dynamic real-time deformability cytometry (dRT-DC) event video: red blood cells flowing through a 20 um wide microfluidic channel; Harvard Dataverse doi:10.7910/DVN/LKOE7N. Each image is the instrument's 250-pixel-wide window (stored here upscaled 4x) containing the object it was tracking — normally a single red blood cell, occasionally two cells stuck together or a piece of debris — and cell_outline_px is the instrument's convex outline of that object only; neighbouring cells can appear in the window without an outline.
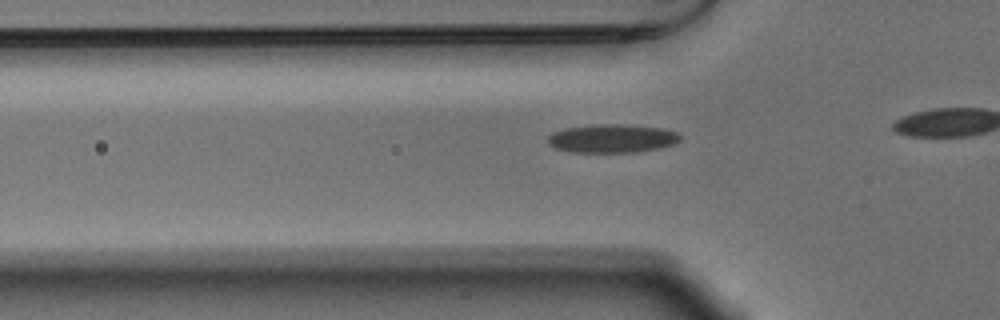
{"species": "Egyptian fruit bat (a non-hibernating species)", "species_latin": "Rousettus aegyptiacus", "temperature_condition": "warm", "stored_images_in_passage": 31, "camera_frame_rate_fps": 3000, "um_per_image_px": 0.085, "animal": {"sex": "male"}, "frame": {"image": 1, "passage_image": 6, "time_ms": 1.667, "image_size_px": [1000, 320], "cell_outline_px": [[680, 140], [676, 144], [660, 148], [636, 152], [572, 152], [556, 148], [548, 144], [548, 136], [552, 132], [564, 128], [600, 124], [620, 124], [664, 128], [676, 132], [680, 136]], "centroid_in_image_um": [52.04, 11.77], "position_along_channel_um": 73.8, "area_um2": 22.02}}
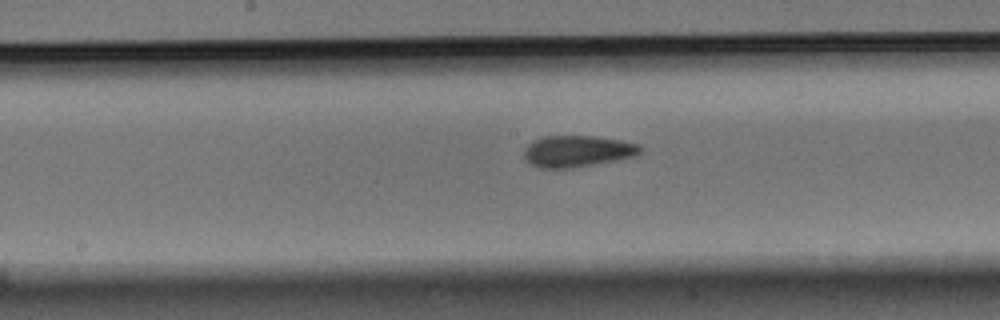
{"frame": {"image": 2, "passage_image": 16, "time_ms": 5.0, "image_size_px": [1000, 320], "cell_outline_px": [[640, 152], [636, 156], [616, 160], [572, 168], [540, 168], [528, 164], [524, 160], [524, 148], [532, 140], [544, 136], [592, 136], [620, 140], [640, 144]], "centroid_in_image_um": [49.02, 12.86], "position_along_channel_um": 199.2, "area_um2": 21.44}}
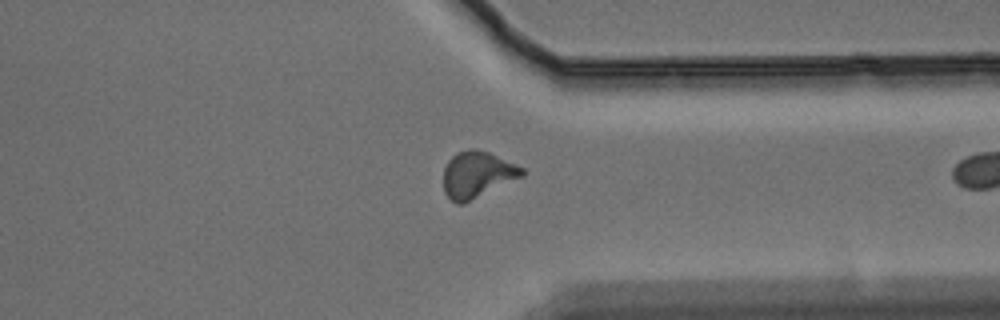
{"frame": {"image": 3, "passage_image": 30, "time_ms": 9.667, "image_size_px": [1000, 320], "cell_outline_px": [[524, 176], [464, 204], [456, 204], [444, 192], [444, 168], [448, 160], [456, 152], [468, 148], [476, 148], [488, 152], [516, 164], [524, 168]], "centroid_in_image_um": [40.56, 14.84], "position_along_channel_um": 370.8, "area_um2": 21.44}}